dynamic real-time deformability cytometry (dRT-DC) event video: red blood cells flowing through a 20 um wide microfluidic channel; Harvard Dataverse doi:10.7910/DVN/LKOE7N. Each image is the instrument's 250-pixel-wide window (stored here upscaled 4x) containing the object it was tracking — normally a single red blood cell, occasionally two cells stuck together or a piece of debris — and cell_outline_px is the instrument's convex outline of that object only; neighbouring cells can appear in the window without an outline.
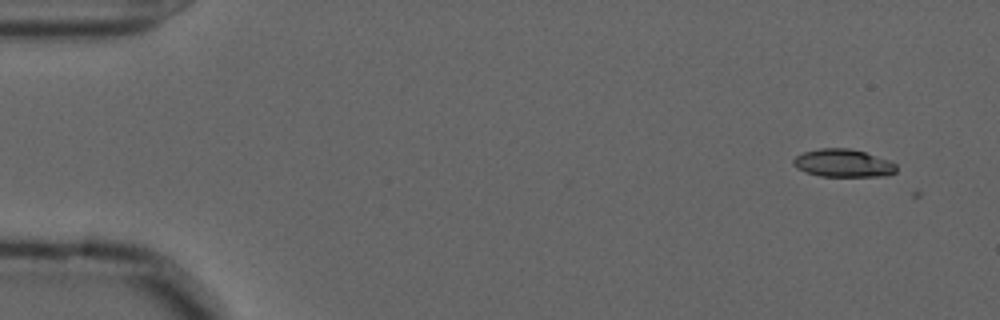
{"species": "common noctule bat (a hibernating species)", "species_latin": "Nyctalus noctula", "temperature_condition": "cold", "stored_images_in_passage": 3, "camera_frame_rate_fps": 3000, "um_per_image_px": 0.085, "animal": {"sex": "male", "forearm_length_mm": 52.5}, "frame": {"image": 1, "passage_image": 2, "time_ms": 0.333, "image_size_px": [1000, 320], "cell_outline_px": [[896, 172], [888, 176], [820, 176], [804, 172], [796, 168], [792, 164], [792, 160], [796, 156], [804, 152], [820, 148], [848, 148], [864, 152], [888, 160], [896, 164]], "centroid_in_image_um": [71.64, 13.87], "position_along_channel_um": 13.4, "area_um2": 16.76}}